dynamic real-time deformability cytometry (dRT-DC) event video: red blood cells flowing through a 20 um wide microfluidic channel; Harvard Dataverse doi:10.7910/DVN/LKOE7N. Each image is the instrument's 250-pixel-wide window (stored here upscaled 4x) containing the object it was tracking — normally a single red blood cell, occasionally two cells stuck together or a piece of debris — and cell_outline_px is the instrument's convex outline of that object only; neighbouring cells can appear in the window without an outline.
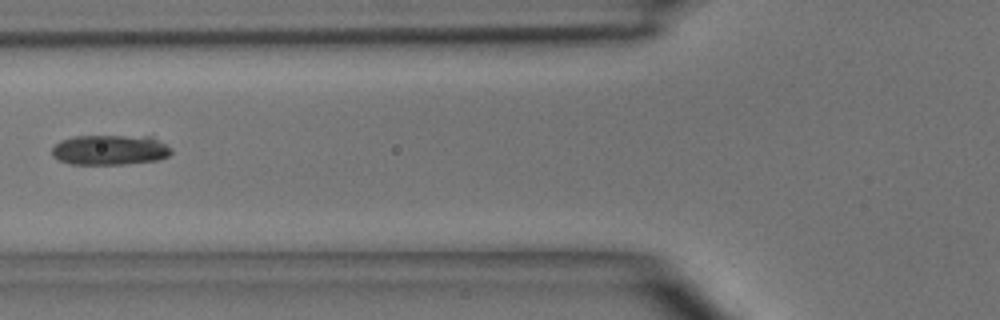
{"species": "common noctule bat (a hibernating species)", "species_latin": "Nyctalus noctula", "temperature_condition": "room temperature", "stored_images_in_passage": 4, "camera_frame_rate_fps": 3000, "um_per_image_px": 0.085, "animal": {"sex": "male", "body_mass_g": 15.6}, "frame": {"image": 1, "passage_image": 4, "time_ms": 3.333, "image_size_px": [1000, 320], "cell_outline_px": [[172, 152], [168, 156], [160, 160], [128, 164], [72, 164], [60, 160], [52, 156], [52, 148], [60, 140], [72, 136], [152, 136], [172, 148]], "centroid_in_image_um": [9.38, 12.74], "position_along_channel_um": 116.4, "area_um2": 21.15}}